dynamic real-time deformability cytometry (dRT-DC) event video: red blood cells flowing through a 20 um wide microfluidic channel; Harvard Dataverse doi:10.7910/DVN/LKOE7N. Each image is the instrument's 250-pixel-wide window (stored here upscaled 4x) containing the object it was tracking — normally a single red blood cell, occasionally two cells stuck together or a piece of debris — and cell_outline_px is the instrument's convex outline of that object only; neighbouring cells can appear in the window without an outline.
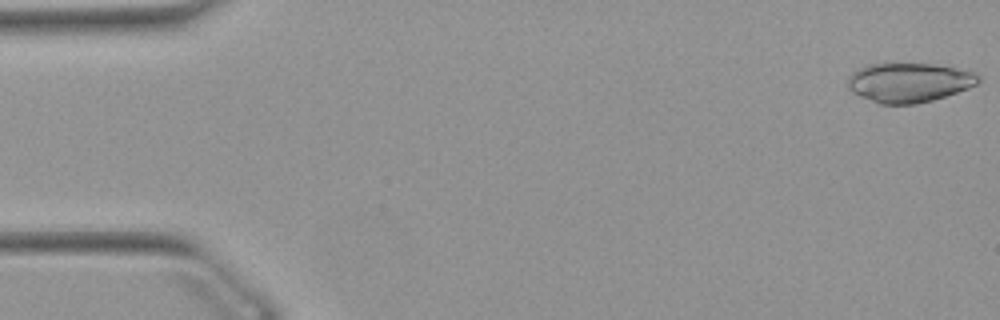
{"species": "Egyptian fruit bat (a non-hibernating species)", "species_latin": "Rousettus aegyptiacus", "temperature_condition": "warm", "stored_images_in_passage": 52, "camera_frame_rate_fps": 3000, "um_per_image_px": 0.085, "animal": {"sex": "female"}, "frame": {"image": 1, "passage_image": 1, "time_ms": 0.0, "image_size_px": [1000, 320], "cell_outline_px": [[980, 80], [976, 84], [968, 88], [932, 100], [916, 104], [880, 104], [860, 96], [852, 92], [848, 88], [848, 76], [852, 72], [868, 64], [932, 64], [956, 68], [972, 72], [980, 76]], "centroid_in_image_um": [77.24, 7.02], "position_along_channel_um": 7.8, "area_um2": 29.71}}
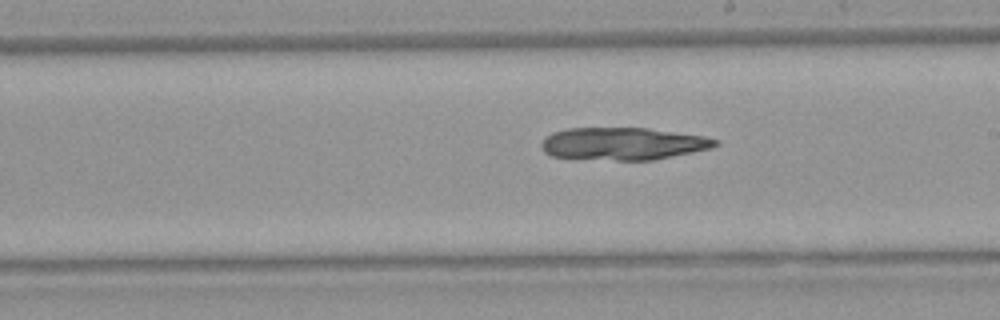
{"frame": {"image": 2, "passage_image": 29, "time_ms": 9.333, "image_size_px": [1000, 320], "cell_outline_px": [[720, 144], [712, 148], [652, 160], [616, 160], [552, 156], [544, 152], [540, 144], [544, 136], [552, 132], [568, 128], [648, 128], [704, 136], [720, 140]], "centroid_in_image_um": [52.96, 12.2], "position_along_channel_um": 236.0, "area_um2": 32.89}}
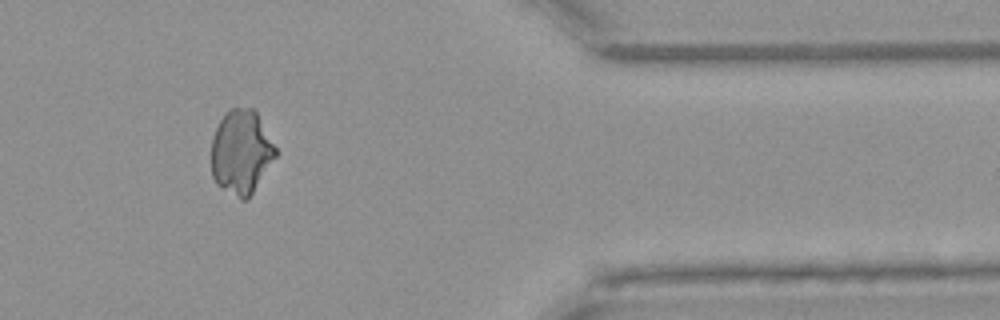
{"frame": {"image": 3, "passage_image": 43, "time_ms": 14.0, "image_size_px": [1000, 320], "cell_outline_px": [[276, 156], [248, 200], [240, 200], [216, 184], [212, 176], [212, 136], [224, 112], [232, 108], [252, 108], [256, 112], [276, 148]], "centroid_in_image_um": [20.48, 12.94], "position_along_channel_um": 390.9, "area_um2": 31.39}}